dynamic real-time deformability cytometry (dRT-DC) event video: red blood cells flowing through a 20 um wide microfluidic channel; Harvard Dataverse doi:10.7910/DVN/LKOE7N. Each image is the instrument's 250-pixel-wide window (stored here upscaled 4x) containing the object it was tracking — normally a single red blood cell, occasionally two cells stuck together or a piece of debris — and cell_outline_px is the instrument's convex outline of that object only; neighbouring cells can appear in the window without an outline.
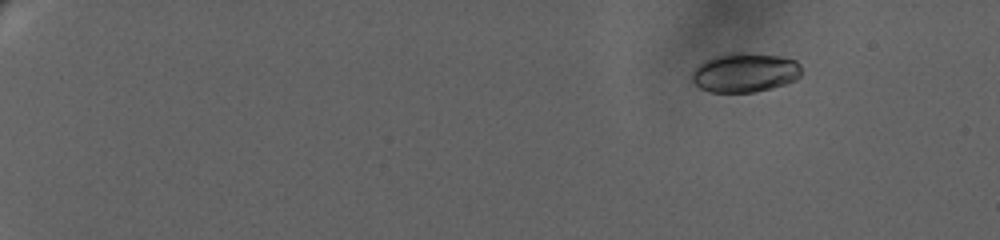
{"species": "human", "species_latin": "Homo sapiens", "temperature_condition": "warm", "stored_images_in_passage": 37, "camera_frame_rate_fps": 3000, "um_per_image_px": 0.085, "donor": {"sex": "female"}, "frame": {"image": 1, "passage_image": 4, "time_ms": 3.333, "image_size_px": [1000, 240], "cell_outline_px": [[800, 76], [796, 80], [772, 88], [756, 92], [708, 92], [692, 84], [692, 72], [704, 60], [728, 52], [744, 52], [780, 56], [796, 60], [800, 64]], "centroid_in_image_um": [63.3, 6.17], "position_along_channel_um": 21.7, "area_um2": 25.32}}
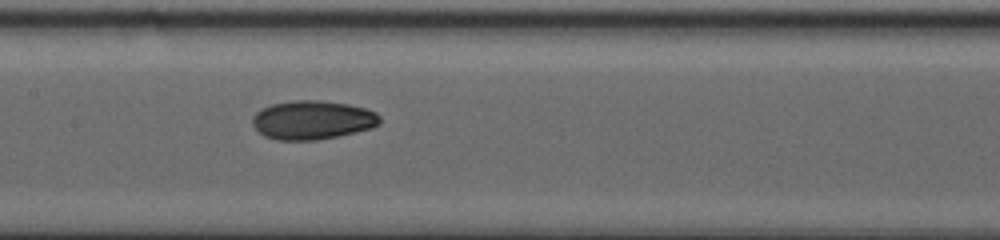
{"frame": {"image": 2, "passage_image": 22, "time_ms": 14.0, "image_size_px": [1000, 240], "cell_outline_px": [[380, 124], [372, 128], [336, 136], [316, 140], [276, 140], [264, 136], [252, 124], [252, 116], [260, 108], [272, 104], [296, 100], [316, 100], [348, 104], [364, 108], [376, 112], [380, 116]], "centroid_in_image_um": [26.54, 10.2], "position_along_channel_um": 180.9, "area_um2": 28.78}}
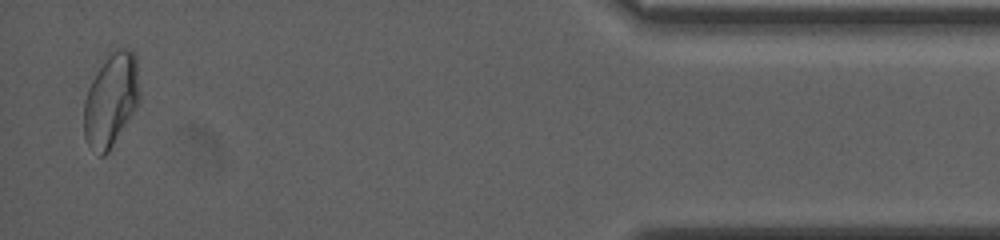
{"frame": {"image": 3, "passage_image": 37, "time_ms": 23.667, "image_size_px": [1000, 240], "cell_outline_px": [[140, 96], [136, 108], [108, 152], [104, 156], [100, 156], [88, 144], [84, 136], [84, 100], [88, 88], [96, 72], [108, 56], [112, 52], [120, 48], [132, 48], [136, 56], [140, 92]], "centroid_in_image_um": [9.45, 8.48], "position_along_channel_um": 425.8, "area_um2": 30.11}, "authors_computed_cell_mechanics": {"area_um2": 27.3394, "velocity_mm_per_s": 3.1195, "shape_relaxation_time_tau1_ms": null, "shape_relaxation_time_tau2_ms": 2.1993, "deformation_change_tau1": null, "deformation_change_tau2": 0.0539}}